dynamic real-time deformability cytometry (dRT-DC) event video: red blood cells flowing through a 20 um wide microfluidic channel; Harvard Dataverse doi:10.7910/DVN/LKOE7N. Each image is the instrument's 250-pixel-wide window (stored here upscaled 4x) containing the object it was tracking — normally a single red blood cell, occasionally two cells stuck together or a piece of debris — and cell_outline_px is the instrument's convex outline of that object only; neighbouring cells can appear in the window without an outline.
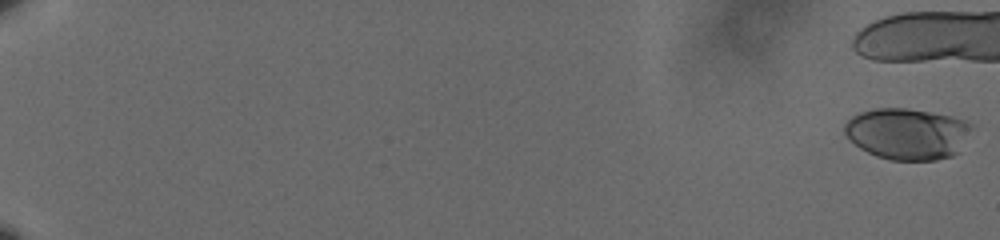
{"species": "human", "species_latin": "Homo sapiens", "temperature_condition": "cold", "stored_images_in_passage": 17, "camera_frame_rate_fps": 3000, "um_per_image_px": 0.085, "donor": {"sex": "male"}, "frame": {"image": 1, "passage_image": 1, "time_ms": 0.0, "image_size_px": [1000, 240], "cell_outline_px": [[972, 128], [956, 152], [952, 156], [936, 160], [892, 160], [876, 156], [860, 148], [844, 132], [844, 124], [852, 116], [860, 112], [872, 108], [908, 108], [952, 116], [968, 120], [972, 124]], "centroid_in_image_um": [77.11, 11.35], "position_along_channel_um": 7.9, "area_um2": 37.86}}